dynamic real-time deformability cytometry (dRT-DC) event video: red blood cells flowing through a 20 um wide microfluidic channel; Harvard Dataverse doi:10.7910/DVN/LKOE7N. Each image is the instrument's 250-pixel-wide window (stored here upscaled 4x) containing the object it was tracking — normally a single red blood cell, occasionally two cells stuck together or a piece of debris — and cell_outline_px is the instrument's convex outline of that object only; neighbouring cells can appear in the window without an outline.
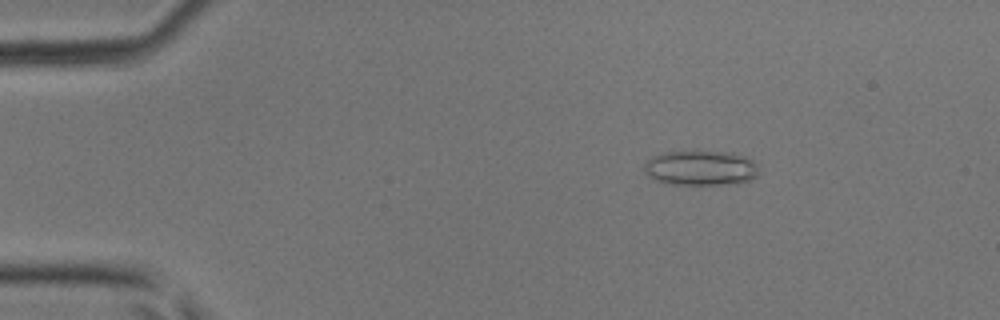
{"species": "common noctule bat (a hibernating species)", "species_latin": "Nyctalus noctula", "temperature_condition": "room temperature", "stored_images_in_passage": 13, "camera_frame_rate_fps": 3000, "um_per_image_px": 0.085, "animal": {"sex": "male", "body_mass_g": 17.9, "forearm_length_mm": 54.2}, "frame": {"image": 1, "passage_image": 6, "time_ms": 1.667, "image_size_px": [1000, 320], "cell_outline_px": [[756, 176], [748, 180], [724, 184], [672, 184], [656, 180], [644, 172], [644, 164], [652, 156], [664, 152], [692, 148], [732, 152], [748, 156], [756, 164]], "centroid_in_image_um": [59.52, 14.2], "position_along_channel_um": 25.5, "area_um2": 23.93}}